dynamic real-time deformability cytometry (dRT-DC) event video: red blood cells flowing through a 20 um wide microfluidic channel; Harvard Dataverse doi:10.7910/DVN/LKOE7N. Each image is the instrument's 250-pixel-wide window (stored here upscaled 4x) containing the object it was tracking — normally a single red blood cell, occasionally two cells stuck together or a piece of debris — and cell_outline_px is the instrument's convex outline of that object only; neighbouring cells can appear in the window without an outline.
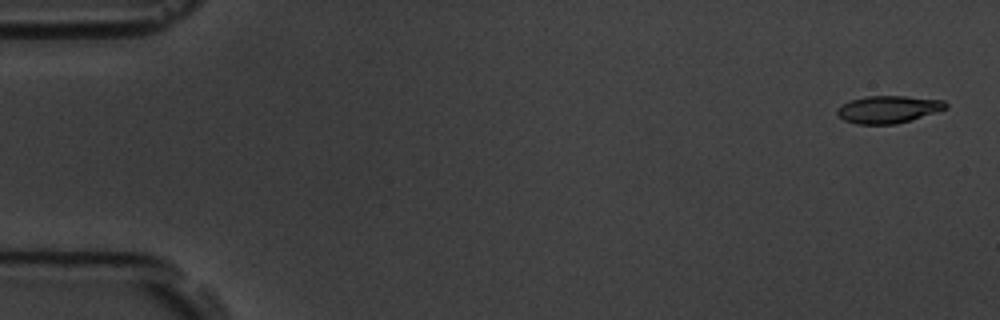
{"species": "common noctule bat (a hibernating species)", "species_latin": "Nyctalus noctula", "temperature_condition": "room temperature", "stored_images_in_passage": 11, "camera_frame_rate_fps": 3000, "um_per_image_px": 0.085, "animal": {"sex": "male", "body_mass_g": 19.5, "forearm_length_mm": 54.6}, "frame": {"image": 1, "passage_image": 1, "time_ms": 0.0, "image_size_px": [1000, 320], "cell_outline_px": [[948, 108], [896, 124], [856, 124], [844, 120], [836, 112], [836, 108], [852, 100], [864, 96], [904, 96], [944, 100], [948, 104]], "centroid_in_image_um": [75.5, 9.29], "position_along_channel_um": 9.5, "area_um2": 17.17}}
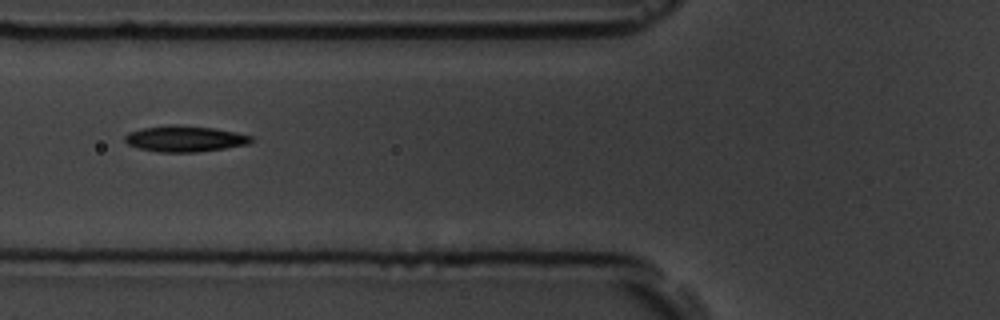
{"frame": {"image": 2, "passage_image": 6, "time_ms": 6.667, "image_size_px": [1000, 320], "cell_outline_px": [[256, 140], [248, 144], [224, 148], [196, 152], [156, 152], [136, 148], [128, 144], [124, 140], [124, 136], [128, 132], [140, 128], [168, 124], [180, 124], [216, 128], [236, 132], [252, 136]], "centroid_in_image_um": [15.69, 11.78], "position_along_channel_um": 110.1, "area_um2": 19.59}}
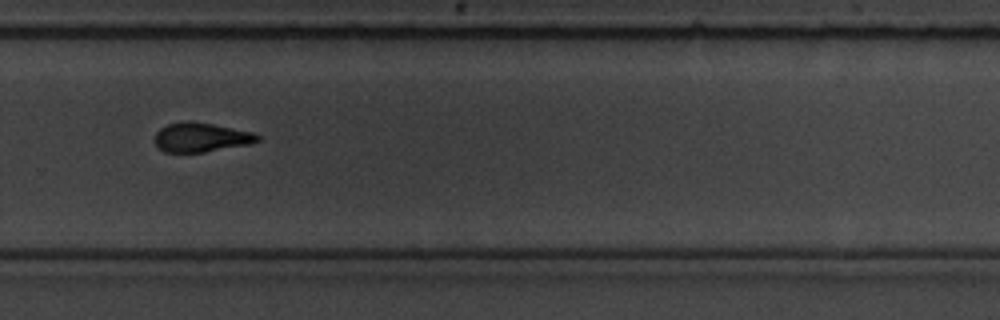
{"frame": {"image": 3, "passage_image": 11, "time_ms": 12.333, "image_size_px": [1000, 320], "cell_outline_px": [[260, 140], [248, 144], [204, 152], [164, 152], [152, 140], [156, 132], [160, 128], [168, 124], [184, 120], [188, 120], [212, 124], [252, 132], [260, 136]], "centroid_in_image_um": [17.03, 11.66], "position_along_channel_um": 312.8, "area_um2": 17.51}}